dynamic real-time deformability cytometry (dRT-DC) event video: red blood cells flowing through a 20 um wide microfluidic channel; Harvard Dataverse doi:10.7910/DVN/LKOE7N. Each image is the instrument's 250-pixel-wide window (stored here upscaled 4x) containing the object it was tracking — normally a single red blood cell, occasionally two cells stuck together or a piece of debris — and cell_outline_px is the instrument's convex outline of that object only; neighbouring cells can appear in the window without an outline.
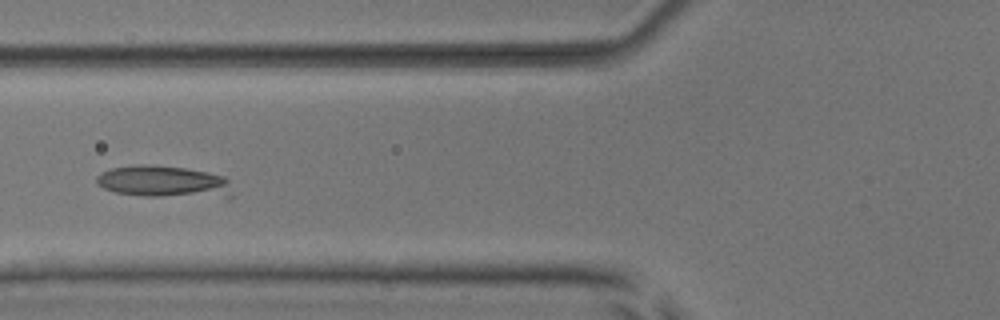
{"species": "common noctule bat (a hibernating species)", "species_latin": "Nyctalus noctula", "temperature_condition": "room temperature", "stored_images_in_passage": 6, "camera_frame_rate_fps": 3000, "um_per_image_px": 0.085, "animal": {"sex": "male", "body_mass_g": 17.9, "forearm_length_mm": 54.2}, "frame": {"image": 1, "passage_image": 6, "time_ms": 5.667, "image_size_px": [1000, 320], "cell_outline_px": [[228, 180], [224, 188], [160, 196], [144, 196], [116, 192], [104, 188], [96, 184], [96, 176], [100, 172], [112, 168], [132, 164], [148, 164], [184, 168], [224, 176]], "centroid_in_image_um": [13.41, 15.32], "position_along_channel_um": 112.4, "area_um2": 22.48}}